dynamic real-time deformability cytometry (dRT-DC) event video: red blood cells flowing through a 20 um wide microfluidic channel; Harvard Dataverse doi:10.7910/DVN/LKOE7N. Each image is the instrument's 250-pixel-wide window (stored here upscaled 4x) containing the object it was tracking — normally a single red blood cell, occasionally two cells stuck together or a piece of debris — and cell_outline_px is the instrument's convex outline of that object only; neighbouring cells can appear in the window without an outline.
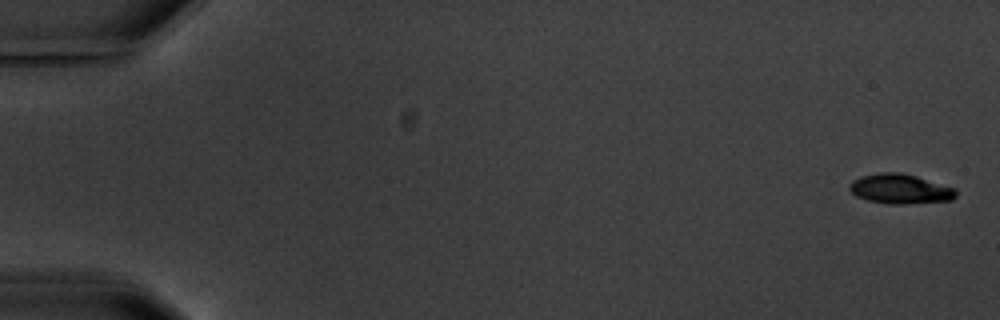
{"species": "common noctule bat (a hibernating species)", "species_latin": "Nyctalus noctula", "temperature_condition": "warm", "stored_images_in_passage": 6, "camera_frame_rate_fps": 3000, "um_per_image_px": 0.085, "animal": {"sex": "male", "body_mass_g": 20.1, "forearm_length_mm": 53.5}, "frame": {"image": 1, "passage_image": 1, "time_ms": 0.0, "image_size_px": [1000, 320], "cell_outline_px": [[956, 196], [952, 200], [904, 204], [888, 204], [868, 200], [856, 196], [848, 188], [848, 184], [852, 180], [860, 176], [880, 172], [900, 172], [916, 176], [956, 188]], "centroid_in_image_um": [76.49, 16.05], "position_along_channel_um": 8.5, "area_um2": 18.55}}
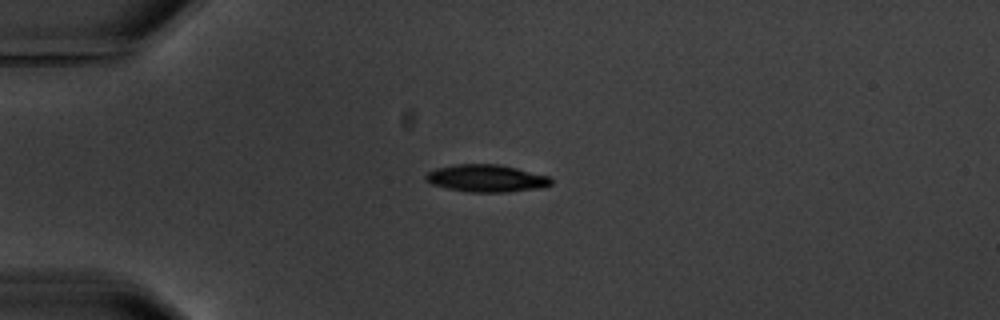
{"frame": {"image": 2, "passage_image": 5, "time_ms": 4.667, "image_size_px": [1000, 320], "cell_outline_px": [[552, 184], [544, 188], [508, 192], [468, 192], [448, 188], [432, 184], [424, 180], [424, 176], [428, 172], [436, 168], [456, 164], [500, 164], [548, 176], [552, 180]], "centroid_in_image_um": [41.35, 15.16], "position_along_channel_um": 43.7, "area_um2": 20.06}}